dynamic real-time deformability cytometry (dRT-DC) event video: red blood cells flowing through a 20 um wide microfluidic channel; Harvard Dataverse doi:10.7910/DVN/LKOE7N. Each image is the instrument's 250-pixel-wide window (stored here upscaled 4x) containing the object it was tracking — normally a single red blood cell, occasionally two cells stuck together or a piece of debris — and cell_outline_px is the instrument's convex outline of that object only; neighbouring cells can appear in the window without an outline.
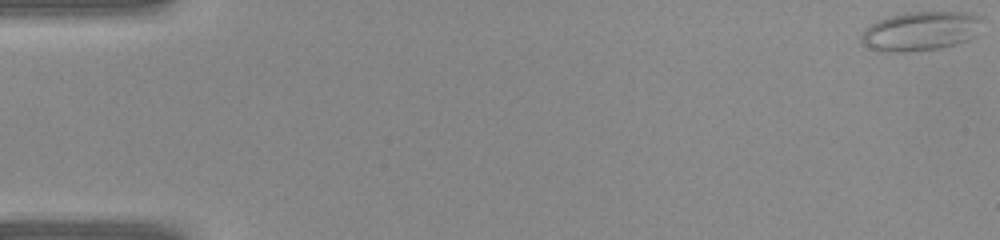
{"species": "common noctule bat (a hibernating species)", "species_latin": "Nyctalus noctula", "temperature_condition": "warm", "stored_images_in_passage": 13, "camera_frame_rate_fps": 3000, "um_per_image_px": 0.085, "animal": {"sex": "female", "body_mass_g": 22.0, "forearm_length_mm": 56.7}, "frame": {"image": 1, "passage_image": 1, "time_ms": 0.0, "image_size_px": [1000, 240], "cell_outline_px": [[984, 16], [976, 36], [968, 40], [940, 48], [904, 52], [876, 52], [860, 44], [860, 36], [864, 28], [880, 20], [904, 12], [968, 12]], "centroid_in_image_um": [78.23, 2.65], "position_along_channel_um": 6.8, "area_um2": 28.03}}